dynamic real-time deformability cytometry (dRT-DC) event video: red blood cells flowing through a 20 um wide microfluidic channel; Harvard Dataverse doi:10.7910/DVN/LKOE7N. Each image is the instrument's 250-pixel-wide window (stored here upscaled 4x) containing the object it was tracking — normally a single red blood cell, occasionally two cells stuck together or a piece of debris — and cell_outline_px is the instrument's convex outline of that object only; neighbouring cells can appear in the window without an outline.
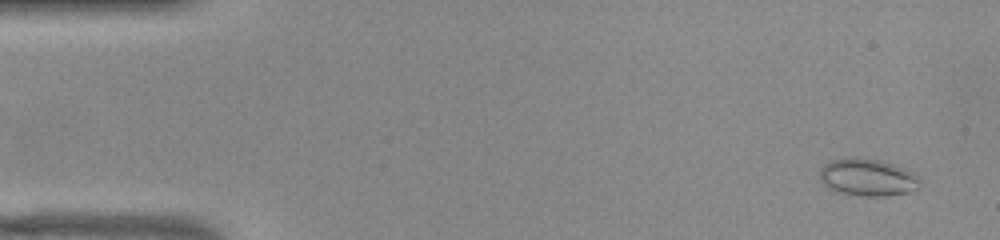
{"species": "common noctule bat (a hibernating species)", "species_latin": "Nyctalus noctula", "temperature_condition": "warm", "stored_images_in_passage": 50, "camera_frame_rate_fps": 3000, "um_per_image_px": 0.085, "animal": {"sex": "female", "body_mass_g": 22.0, "forearm_length_mm": 56.7}, "frame": {"image": 1, "passage_image": 1, "time_ms": 0.0, "image_size_px": [1000, 240], "cell_outline_px": [[920, 188], [908, 192], [884, 196], [864, 196], [840, 192], [828, 188], [820, 180], [820, 168], [824, 164], [832, 160], [880, 160], [904, 168], [916, 180]], "centroid_in_image_um": [73.69, 15.12], "position_along_channel_um": 11.3, "area_um2": 20.69}}
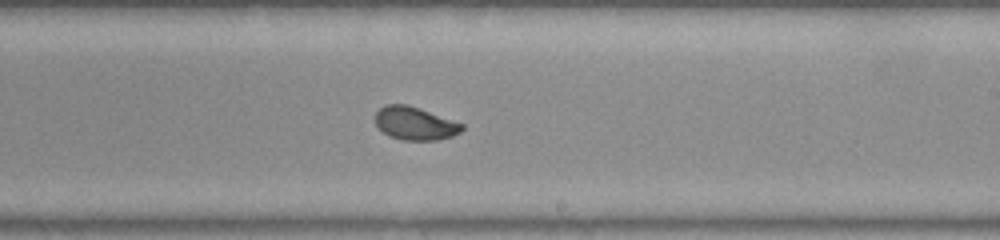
{"frame": {"image": 2, "passage_image": 29, "time_ms": 9.333, "image_size_px": [1000, 240], "cell_outline_px": [[464, 128], [460, 132], [452, 136], [436, 140], [404, 140], [388, 136], [376, 124], [376, 112], [384, 104], [408, 104], [464, 124]], "centroid_in_image_um": [35.27, 10.48], "position_along_channel_um": 253.7, "area_um2": 16.65}}
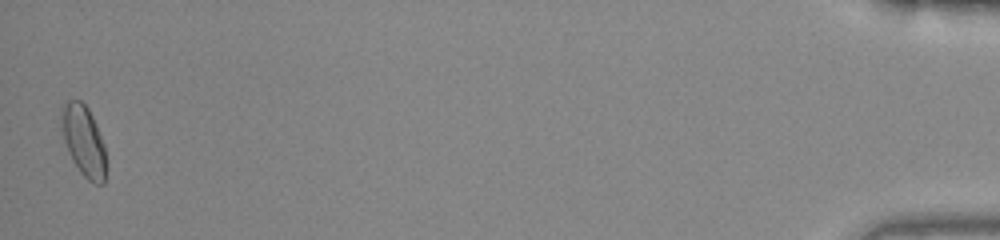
{"frame": {"image": 3, "passage_image": 50, "time_ms": 16.333, "image_size_px": [1000, 240], "cell_outline_px": [[104, 184], [96, 184], [88, 180], [80, 172], [72, 160], [64, 140], [60, 108], [68, 100], [80, 100], [88, 108], [92, 116], [104, 144]], "centroid_in_image_um": [7.09, 11.95], "position_along_channel_um": 428.1, "area_um2": 17.98}}